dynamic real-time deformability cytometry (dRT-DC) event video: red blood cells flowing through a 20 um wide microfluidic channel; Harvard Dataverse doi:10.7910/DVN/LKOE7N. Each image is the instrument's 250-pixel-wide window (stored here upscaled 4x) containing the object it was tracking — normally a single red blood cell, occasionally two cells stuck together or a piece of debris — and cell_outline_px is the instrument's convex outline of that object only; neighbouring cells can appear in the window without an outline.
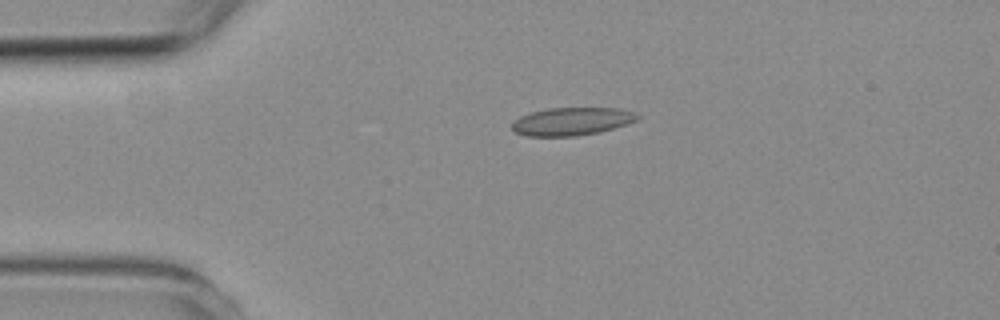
{"species": "common noctule bat (a hibernating species)", "species_latin": "Nyctalus noctula", "temperature_condition": "room temperature", "stored_images_in_passage": 3, "segment_of_instrument_passage": [1, 2], "camera_frame_rate_fps": 3000, "um_per_image_px": 0.085, "animal": {"sex": "female", "body_mass_g": 19.3, "forearm_length_mm": 54.1}, "frame": {"image": 1, "passage_image": 1, "time_ms": 0.0, "image_size_px": [1000, 320], "cell_outline_px": [[640, 116], [636, 120], [628, 124], [600, 132], [576, 136], [528, 136], [516, 132], [512, 128], [512, 120], [520, 116], [532, 112], [548, 108], [620, 108], [632, 112]], "centroid_in_image_um": [48.59, 10.32], "position_along_channel_um": 36.4, "area_um2": 20.4}}